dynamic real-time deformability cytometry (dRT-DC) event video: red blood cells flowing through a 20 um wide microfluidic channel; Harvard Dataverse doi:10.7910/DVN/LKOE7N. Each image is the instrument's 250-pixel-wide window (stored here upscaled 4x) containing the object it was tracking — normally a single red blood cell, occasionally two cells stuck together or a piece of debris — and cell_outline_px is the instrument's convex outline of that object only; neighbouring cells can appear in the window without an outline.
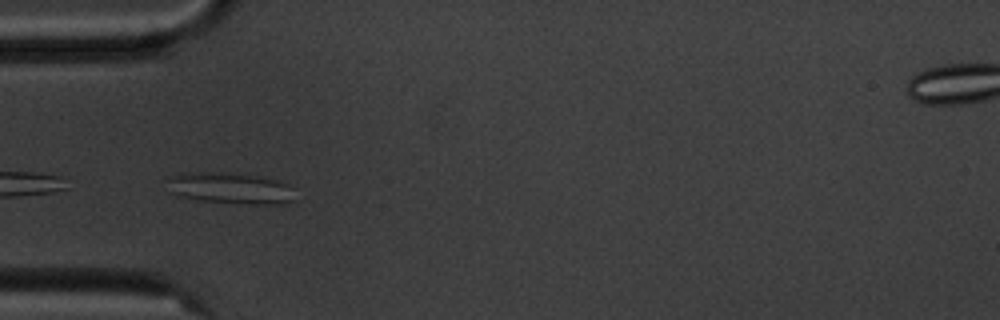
{"species": "common noctule bat (a hibernating species)", "species_latin": "Nyctalus noctula", "temperature_condition": "cold", "stored_images_in_passage": 6, "camera_frame_rate_fps": 3000, "um_per_image_px": 0.085, "animal": {"sex": "male", "body_mass_g": 20.1, "forearm_length_mm": 53.5}, "frame": {"image": 1, "passage_image": 5, "time_ms": 4.667, "image_size_px": [1000, 320], "cell_outline_px": [[296, 200], [284, 204], [248, 204], [196, 200], [176, 196], [168, 192], [168, 180], [172, 176], [180, 172], [220, 172], [260, 176], [280, 180], [288, 184]], "centroid_in_image_um": [19.56, 16.0], "position_along_channel_um": 65.4, "area_um2": 23.76}}
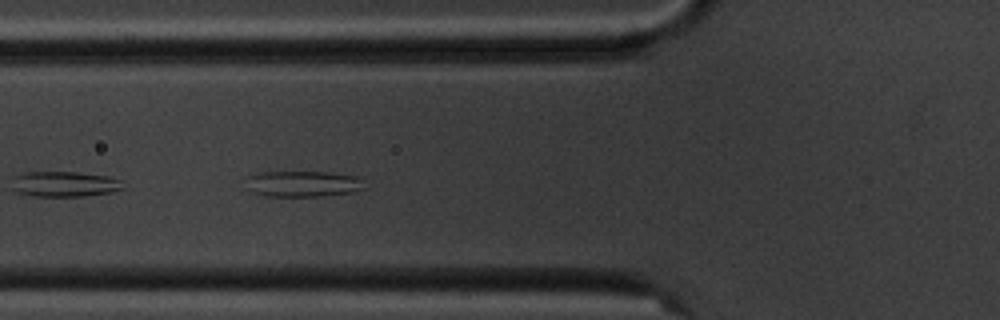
{"frame": {"image": 2, "passage_image": 6, "time_ms": 5.667, "image_size_px": [1000, 320], "cell_outline_px": [[368, 188], [352, 192], [324, 196], [264, 196], [248, 192], [248, 176], [260, 172], [328, 172], [356, 176]], "centroid_in_image_um": [25.75, 15.63], "position_along_channel_um": 100.1, "area_um2": 18.03}}